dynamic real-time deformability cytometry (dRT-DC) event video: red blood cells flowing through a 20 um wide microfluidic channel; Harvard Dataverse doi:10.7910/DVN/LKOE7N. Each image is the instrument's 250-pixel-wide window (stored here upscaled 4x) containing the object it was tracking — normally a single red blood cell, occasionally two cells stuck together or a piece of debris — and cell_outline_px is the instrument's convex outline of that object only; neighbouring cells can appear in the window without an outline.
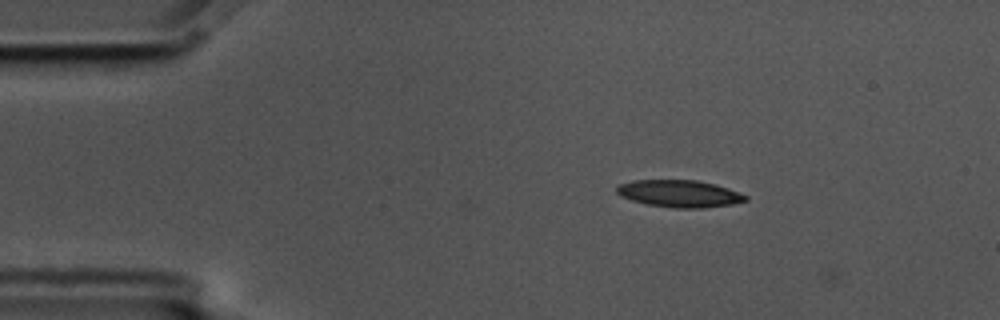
{"species": "common noctule bat (a hibernating species)", "species_latin": "Nyctalus noctula", "temperature_condition": "cold", "stored_images_in_passage": 2, "camera_frame_rate_fps": 3000, "um_per_image_px": 0.085, "animal": {"sex": "male", "body_mass_g": 17.5, "forearm_length_mm": 52.3}, "frame": {"image": 1, "passage_image": 1, "time_ms": 0.0, "image_size_px": [1000, 320], "cell_outline_px": [[748, 200], [732, 204], [700, 208], [672, 208], [648, 204], [632, 200], [620, 196], [616, 192], [616, 188], [620, 184], [632, 180], [696, 180], [716, 184], [728, 188], [748, 196]], "centroid_in_image_um": [57.75, 16.45], "position_along_channel_um": 27.2, "area_um2": 20.35}}